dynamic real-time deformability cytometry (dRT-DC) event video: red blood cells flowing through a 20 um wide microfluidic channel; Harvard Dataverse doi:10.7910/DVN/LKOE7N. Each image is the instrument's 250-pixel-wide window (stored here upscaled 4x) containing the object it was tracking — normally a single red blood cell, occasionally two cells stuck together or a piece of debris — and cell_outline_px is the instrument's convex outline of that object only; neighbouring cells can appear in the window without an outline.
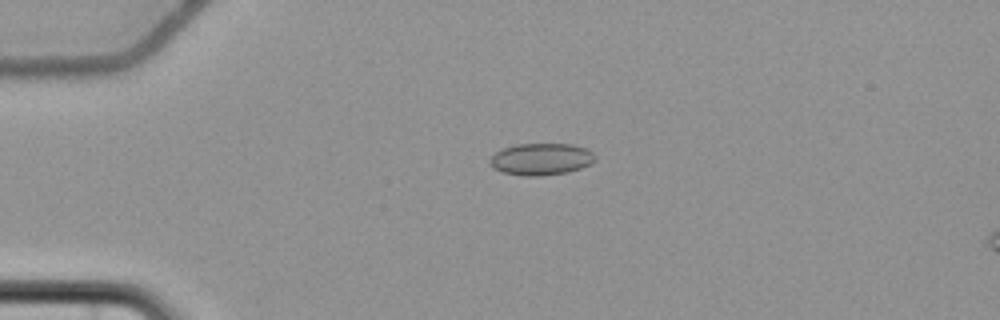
{"species": "common noctule bat (a hibernating species)", "species_latin": "Nyctalus noctula", "temperature_condition": "cold", "stored_images_in_passage": 5, "camera_frame_rate_fps": 3000, "um_per_image_px": 0.085, "animal": {"sex": "female", "body_mass_g": 22.7, "forearm_length_mm": 54.2}, "frame": {"image": 1, "passage_image": 4, "time_ms": 4.667, "image_size_px": [1000, 320], "cell_outline_px": [[596, 160], [580, 168], [568, 172], [540, 176], [524, 176], [500, 172], [492, 168], [488, 164], [488, 160], [496, 152], [504, 148], [516, 144], [572, 144], [588, 148], [596, 156]], "centroid_in_image_um": [45.97, 13.53], "position_along_channel_um": 39.0, "area_um2": 19.77}}